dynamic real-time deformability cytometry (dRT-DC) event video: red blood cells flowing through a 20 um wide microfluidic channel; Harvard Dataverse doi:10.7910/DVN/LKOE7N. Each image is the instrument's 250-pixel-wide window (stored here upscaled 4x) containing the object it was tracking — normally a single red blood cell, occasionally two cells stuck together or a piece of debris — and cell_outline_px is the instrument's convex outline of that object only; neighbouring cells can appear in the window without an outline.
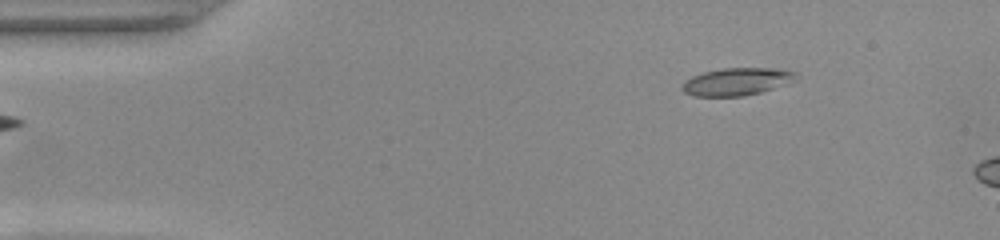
{"species": "common noctule bat (a hibernating species)", "species_latin": "Nyctalus noctula", "temperature_condition": "warm", "stored_images_in_passage": 5, "camera_frame_rate_fps": 3000, "um_per_image_px": 0.085, "animal": {"sex": "female", "body_mass_g": 22.0, "forearm_length_mm": 56.7}, "frame": {"image": 1, "passage_image": 1, "time_ms": 0.0, "image_size_px": [1000, 240], "cell_outline_px": [[796, 72], [792, 76], [772, 88], [760, 92], [744, 96], [692, 96], [684, 92], [680, 88], [684, 80], [692, 76], [704, 72], [724, 68], [780, 68]], "centroid_in_image_um": [62.45, 6.94], "position_along_channel_um": 22.6, "area_um2": 17.69}}